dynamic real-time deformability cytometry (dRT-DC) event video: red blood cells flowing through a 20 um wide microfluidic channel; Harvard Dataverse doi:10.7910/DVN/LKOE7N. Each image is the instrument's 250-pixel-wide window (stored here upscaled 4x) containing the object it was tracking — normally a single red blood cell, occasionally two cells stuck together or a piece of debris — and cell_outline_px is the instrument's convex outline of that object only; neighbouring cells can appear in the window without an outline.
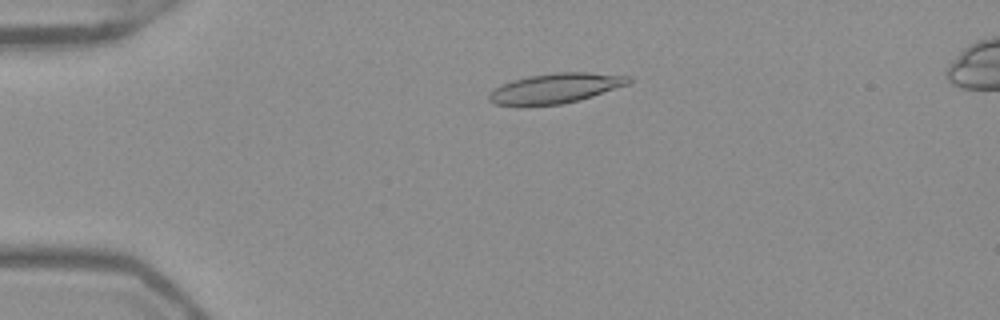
{"species": "Egyptian fruit bat (a non-hibernating species)", "species_latin": "Rousettus aegyptiacus", "temperature_condition": "warm", "stored_images_in_passage": 48, "camera_frame_rate_fps": 3000, "um_per_image_px": 0.085, "frame": {"image": 1, "passage_image": 8, "time_ms": 2.333, "image_size_px": [1000, 320], "cell_outline_px": [[632, 80], [628, 84], [592, 96], [560, 104], [524, 108], [496, 104], [488, 100], [488, 92], [512, 80], [528, 76], [556, 72], [588, 72], [632, 76]], "centroid_in_image_um": [47.16, 7.52], "position_along_channel_um": 37.8, "area_um2": 24.74}}
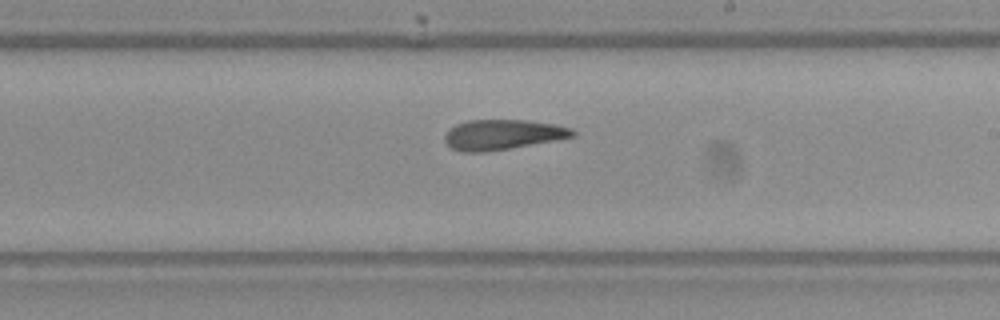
{"frame": {"image": 2, "passage_image": 27, "time_ms": 8.667, "image_size_px": [1000, 320], "cell_outline_px": [[576, 136], [556, 140], [488, 152], [460, 152], [452, 148], [444, 140], [444, 136], [456, 124], [468, 120], [528, 120], [556, 124], [572, 128], [576, 132]], "centroid_in_image_um": [42.76, 11.44], "position_along_channel_um": 246.2, "area_um2": 22.54}}
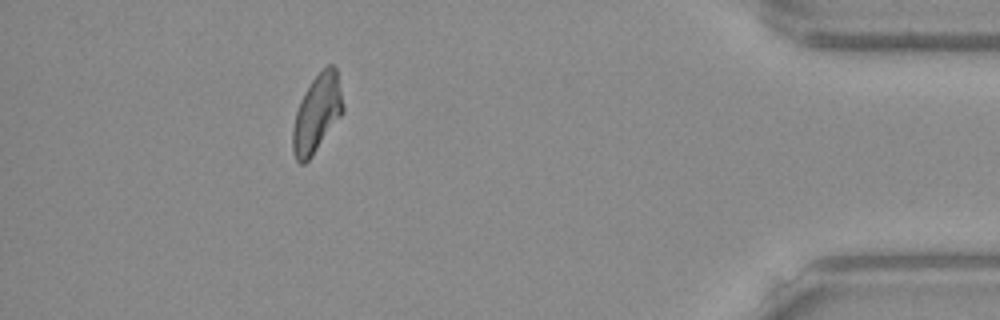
{"frame": {"image": 3, "passage_image": 43, "time_ms": 14.0, "image_size_px": [1000, 320], "cell_outline_px": [[344, 112], [312, 156], [304, 164], [300, 164], [296, 160], [292, 152], [292, 128], [296, 112], [300, 100], [304, 92], [312, 80], [328, 64], [332, 64], [336, 68], [344, 104]], "centroid_in_image_um": [26.93, 9.66], "position_along_channel_um": 408.3, "area_um2": 22.83}, "authors_computed_cell_mechanics": {"area_um2": 22.7443, "velocity_mm_per_s": 3.9429, "shape_relaxation_time_tau1_ms": null, "shape_relaxation_time_tau2_ms": 4.7698, "deformation_change_tau1": null, "deformation_change_tau2": 0.1514}}